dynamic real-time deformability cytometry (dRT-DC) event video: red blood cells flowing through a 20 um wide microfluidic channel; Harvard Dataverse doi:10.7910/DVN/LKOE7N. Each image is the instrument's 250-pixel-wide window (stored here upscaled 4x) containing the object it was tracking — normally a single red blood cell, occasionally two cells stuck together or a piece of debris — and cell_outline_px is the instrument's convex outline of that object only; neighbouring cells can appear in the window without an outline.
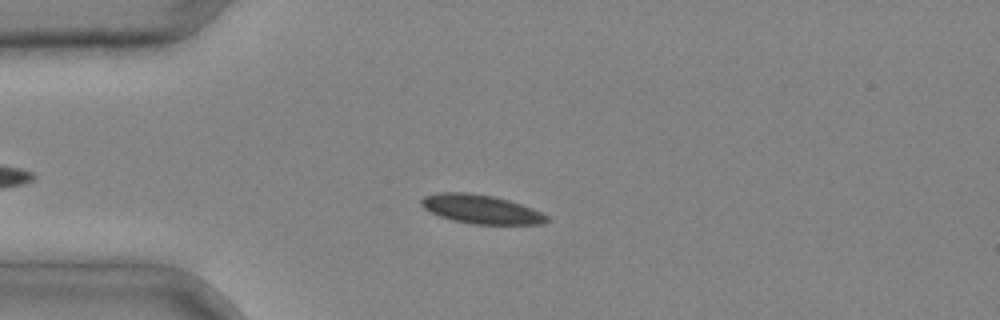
{"species": "common noctule bat (a hibernating species)", "species_latin": "Nyctalus noctula", "temperature_condition": "cold", "stored_images_in_passage": 3, "camera_frame_rate_fps": 3000, "um_per_image_px": 0.085, "animal": {"sex": "male", "body_mass_g": 20.4}, "frame": {"image": 1, "passage_image": 2, "time_ms": 0.333, "image_size_px": [1000, 320], "cell_outline_px": [[552, 220], [544, 224], [472, 224], [452, 220], [440, 216], [424, 208], [420, 204], [420, 200], [424, 196], [436, 192], [472, 192], [496, 196], [532, 208], [548, 216]], "centroid_in_image_um": [40.89, 17.77], "position_along_channel_um": 44.1, "area_um2": 21.33}}